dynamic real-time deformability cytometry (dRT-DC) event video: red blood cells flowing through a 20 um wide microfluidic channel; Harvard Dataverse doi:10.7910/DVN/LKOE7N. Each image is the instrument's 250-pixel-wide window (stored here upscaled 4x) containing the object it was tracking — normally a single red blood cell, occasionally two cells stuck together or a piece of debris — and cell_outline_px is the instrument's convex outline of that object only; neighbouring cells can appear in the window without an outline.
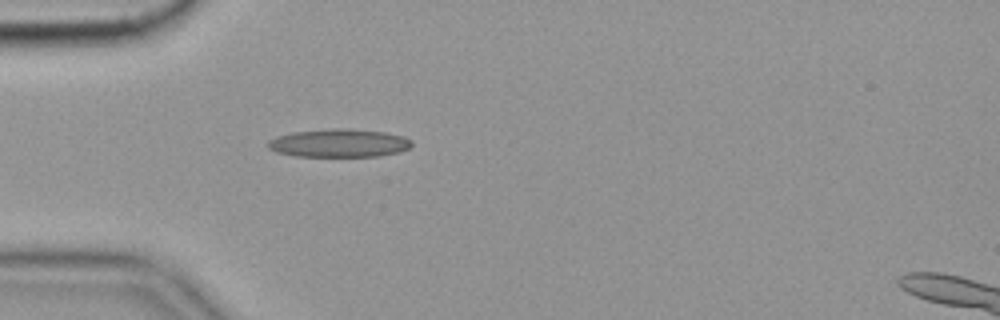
{"species": "common noctule bat (a hibernating species)", "species_latin": "Nyctalus noctula", "temperature_condition": "cold", "stored_images_in_passage": 57, "camera_frame_rate_fps": 3000, "um_per_image_px": 0.085, "animal": {"sex": "female", "body_mass_g": 19.9}, "frame": {"image": 1, "passage_image": 17, "time_ms": 5.333, "image_size_px": [1000, 320], "cell_outline_px": [[412, 144], [408, 148], [400, 152], [380, 156], [296, 156], [276, 152], [268, 148], [268, 140], [276, 136], [292, 132], [332, 128], [348, 128], [384, 132], [404, 136], [412, 140]], "centroid_in_image_um": [28.82, 12.16], "position_along_channel_um": 56.2, "area_um2": 23.76}, "authors_computed_cell_mechanics": {"area_um2": 21.5594, "velocity_mm_per_s": 3.5537, "shape_relaxation_time_tau1_ms": null, "shape_relaxation_time_tau2_ms": 6.8644, "deformation_change_tau1": null, "deformation_change_tau2": 0.1948}}